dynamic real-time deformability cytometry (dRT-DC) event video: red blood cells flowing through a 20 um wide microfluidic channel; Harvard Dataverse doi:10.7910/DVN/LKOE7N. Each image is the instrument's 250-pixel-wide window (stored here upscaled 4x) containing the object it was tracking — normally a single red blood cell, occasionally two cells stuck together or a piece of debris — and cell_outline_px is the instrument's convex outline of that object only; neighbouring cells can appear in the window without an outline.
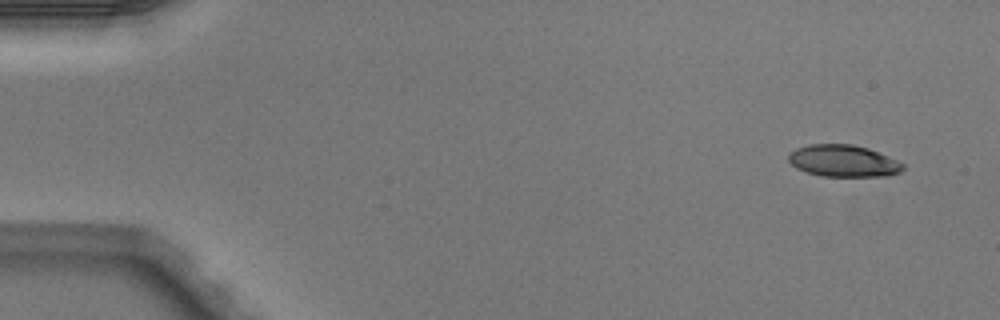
{"species": "Egyptian fruit bat (a non-hibernating species)", "species_latin": "Rousettus aegyptiacus", "temperature_condition": "warm", "stored_images_in_passage": 5, "camera_frame_rate_fps": 3000, "um_per_image_px": 0.085, "animal": {"sex": "male"}, "frame": {"image": 1, "passage_image": 1, "time_ms": 0.0, "image_size_px": [1000, 320], "cell_outline_px": [[904, 168], [900, 172], [888, 176], [820, 176], [796, 168], [788, 160], [788, 156], [796, 148], [808, 144], [852, 144], [868, 148], [896, 160], [904, 164]], "centroid_in_image_um": [71.68, 13.68], "position_along_channel_um": 13.3, "area_um2": 21.15}}